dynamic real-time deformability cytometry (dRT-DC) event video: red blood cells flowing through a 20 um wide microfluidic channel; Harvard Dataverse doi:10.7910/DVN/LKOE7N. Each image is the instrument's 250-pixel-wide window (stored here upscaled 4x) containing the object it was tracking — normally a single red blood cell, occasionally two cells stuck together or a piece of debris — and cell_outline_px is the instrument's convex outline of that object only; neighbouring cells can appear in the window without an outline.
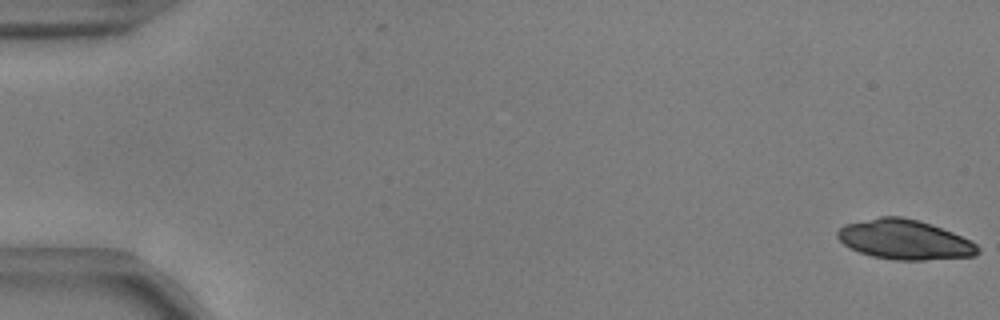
{"species": "common noctule bat (a hibernating species)", "species_latin": "Nyctalus noctula", "temperature_condition": "warm", "stored_images_in_passage": 54, "camera_frame_rate_fps": 3000, "um_per_image_px": 0.085, "animal": {"sex": "male", "body_mass_g": 17.9, "forearm_length_mm": 54.2}, "frame": {"image": 1, "passage_image": 1, "time_ms": 0.0, "image_size_px": [1000, 320], "cell_outline_px": [[980, 252], [976, 256], [924, 260], [892, 260], [872, 256], [860, 252], [844, 244], [836, 236], [836, 232], [844, 224], [880, 216], [900, 216], [932, 224], [972, 240], [980, 248]], "centroid_in_image_um": [76.91, 20.37], "position_along_channel_um": 8.1, "area_um2": 32.6}}